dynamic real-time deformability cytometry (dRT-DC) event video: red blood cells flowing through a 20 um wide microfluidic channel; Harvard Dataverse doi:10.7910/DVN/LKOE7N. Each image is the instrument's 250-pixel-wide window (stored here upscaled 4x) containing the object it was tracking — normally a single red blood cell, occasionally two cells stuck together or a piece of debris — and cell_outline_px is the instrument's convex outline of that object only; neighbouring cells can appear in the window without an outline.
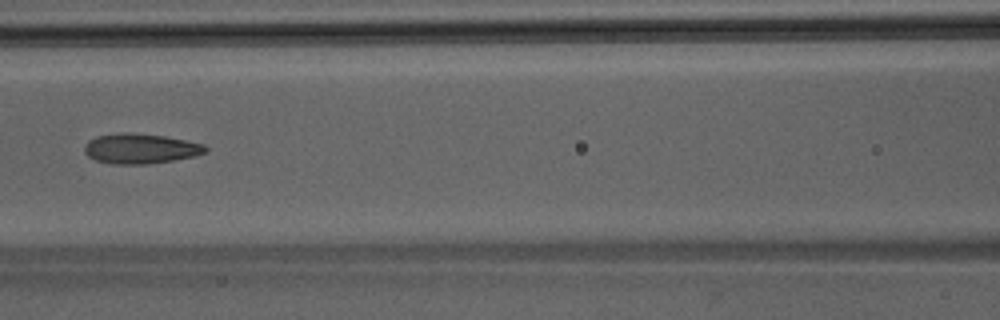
{"species": "Egyptian fruit bat (a non-hibernating species)", "species_latin": "Rousettus aegyptiacus", "temperature_condition": "room temperature", "stored_images_in_passage": 6, "camera_frame_rate_fps": 3000, "um_per_image_px": 0.085, "animal": {"sex": "male"}, "frame": {"image": 1, "passage_image": 6, "time_ms": 1.667, "image_size_px": [1000, 320], "cell_outline_px": [[208, 148], [204, 152], [196, 156], [148, 164], [112, 164], [96, 160], [88, 156], [84, 152], [84, 148], [88, 140], [96, 136], [124, 132], [164, 136], [204, 144]], "centroid_in_image_um": [11.91, 12.63], "position_along_channel_um": 154.7, "area_um2": 21.04}}